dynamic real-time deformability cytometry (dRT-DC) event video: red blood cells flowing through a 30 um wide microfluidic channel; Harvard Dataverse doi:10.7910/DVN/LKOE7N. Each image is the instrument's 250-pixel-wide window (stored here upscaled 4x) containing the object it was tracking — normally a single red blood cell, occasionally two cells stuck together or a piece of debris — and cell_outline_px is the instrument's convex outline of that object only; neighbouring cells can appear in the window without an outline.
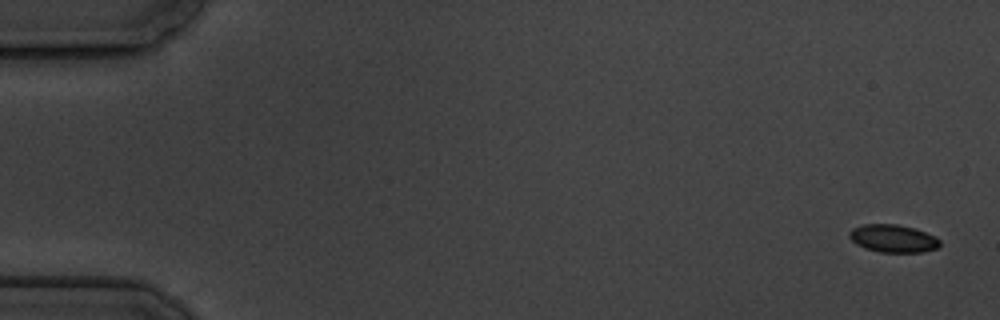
{"species": "common noctule bat (a hibernating species)", "species_latin": "Nyctalus noctula", "temperature_condition": "cold", "stored_images_in_passage": 6, "segment_of_instrument_passage": [1, 2], "camera_frame_rate_fps": 3000, "um_per_image_px": 0.085, "animal": {"sex": "male", "body_mass_g": 19.5, "forearm_length_mm": 54.6}, "frame": {"image": 1, "passage_image": 1, "time_ms": 0.0, "image_size_px": [1000, 320], "cell_outline_px": [[940, 244], [936, 248], [920, 252], [880, 252], [864, 248], [856, 244], [848, 236], [848, 232], [852, 228], [864, 224], [896, 224], [916, 228], [936, 236], [940, 240]], "centroid_in_image_um": [75.9, 20.26], "position_along_channel_um": 9.1, "area_um2": 14.74}}
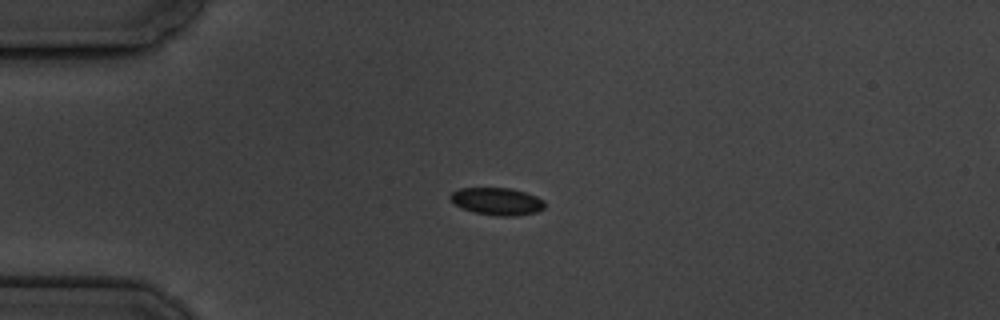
{"frame": {"image": 2, "passage_image": 4, "time_ms": 4.333, "image_size_px": [1000, 320], "cell_outline_px": [[544, 208], [536, 212], [516, 216], [496, 216], [476, 212], [460, 208], [448, 196], [452, 192], [460, 188], [512, 188], [536, 196], [544, 200]], "centroid_in_image_um": [42.25, 17.11], "position_along_channel_um": 42.8, "area_um2": 15.03}}